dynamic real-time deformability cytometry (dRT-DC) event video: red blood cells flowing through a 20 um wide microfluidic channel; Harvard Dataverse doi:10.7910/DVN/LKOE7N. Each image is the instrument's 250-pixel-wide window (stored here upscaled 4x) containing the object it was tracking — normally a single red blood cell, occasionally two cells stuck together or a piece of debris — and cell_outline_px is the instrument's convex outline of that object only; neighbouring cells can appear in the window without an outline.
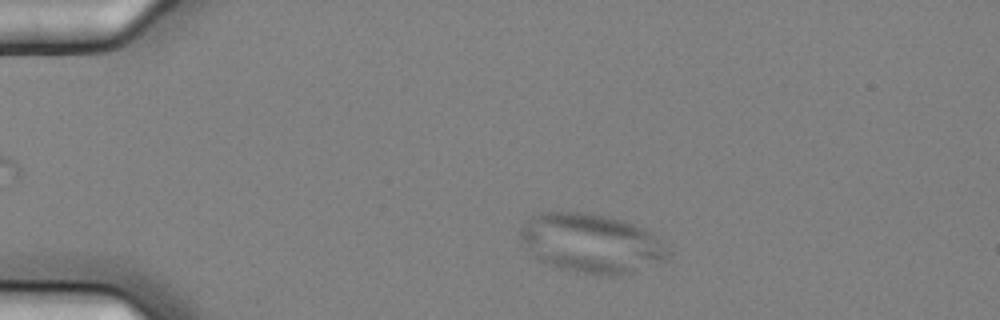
{"species": "common noctule bat (a hibernating species)", "species_latin": "Nyctalus noctula", "temperature_condition": "cold", "stored_images_in_passage": 5, "camera_frame_rate_fps": 3000, "um_per_image_px": 0.085, "animal": {"sex": "female", "body_mass_g": 25.1}, "frame": {"image": 1, "passage_image": 2, "time_ms": 0.333, "image_size_px": [1000, 320], "cell_outline_px": [[672, 252], [668, 260], [628, 276], [600, 276], [576, 272], [560, 268], [540, 260], [528, 248], [520, 236], [520, 228], [532, 216], [540, 212], [588, 212], [608, 216], [624, 220], [652, 232]], "centroid_in_image_um": [50.37, 20.7], "position_along_channel_um": 34.6, "area_um2": 51.62}}